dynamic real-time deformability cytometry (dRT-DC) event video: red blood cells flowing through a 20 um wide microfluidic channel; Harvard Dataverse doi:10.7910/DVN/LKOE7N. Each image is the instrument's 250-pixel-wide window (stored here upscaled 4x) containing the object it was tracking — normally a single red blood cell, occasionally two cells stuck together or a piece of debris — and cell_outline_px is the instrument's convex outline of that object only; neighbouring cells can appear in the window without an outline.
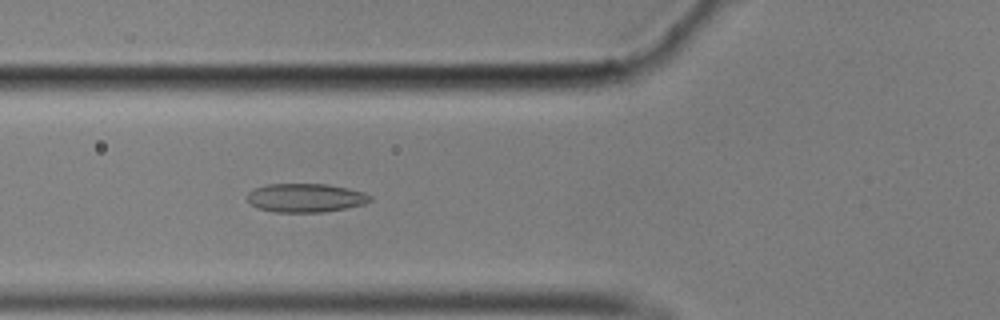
{"species": "common noctule bat (a hibernating species)", "species_latin": "Nyctalus noctula", "temperature_condition": "cold", "stored_images_in_passage": 57, "camera_frame_rate_fps": 3000, "um_per_image_px": 0.085, "animal": {"sex": "male", "body_mass_g": 17.9}, "frame": {"image": 1, "passage_image": 21, "time_ms": 6.667, "image_size_px": [1000, 320], "cell_outline_px": [[372, 200], [364, 204], [324, 212], [276, 212], [260, 208], [252, 204], [248, 200], [248, 192], [256, 188], [268, 184], [328, 184], [348, 188], [364, 192], [372, 196]], "centroid_in_image_um": [26.01, 16.81], "position_along_channel_um": 99.8, "area_um2": 20.4}}
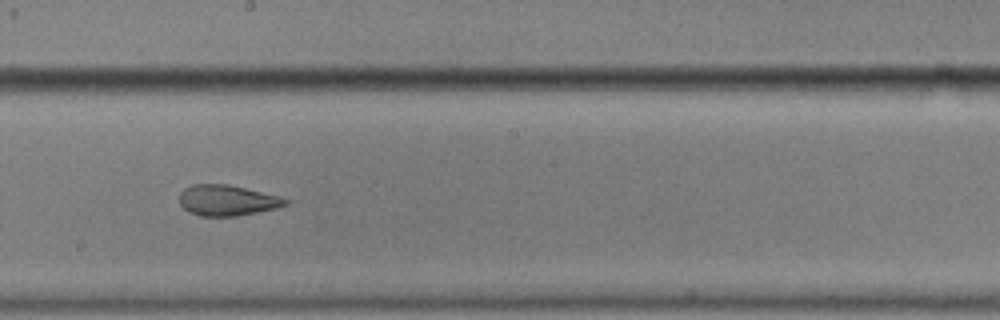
{"frame": {"image": 2, "passage_image": 32, "time_ms": 10.333, "image_size_px": [1000, 320], "cell_outline_px": [[288, 204], [276, 208], [236, 216], [200, 216], [188, 212], [180, 204], [180, 192], [184, 188], [192, 184], [228, 184], [280, 196], [288, 200]], "centroid_in_image_um": [19.28, 17.02], "position_along_channel_um": 228.9, "area_um2": 18.96}}
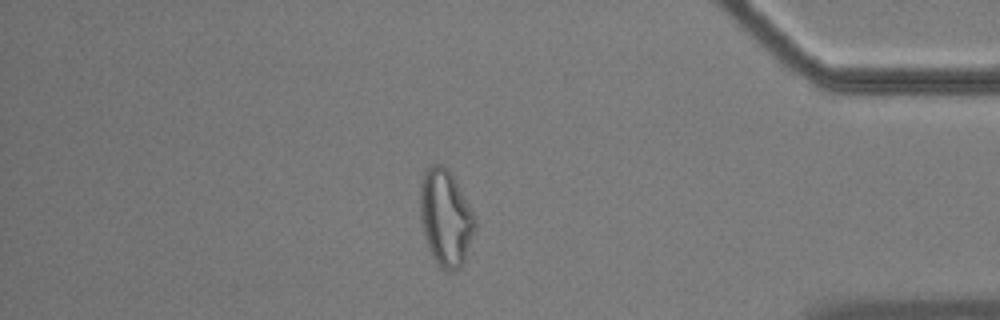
{"frame": {"image": 3, "passage_image": 49, "time_ms": 16.0, "image_size_px": [1000, 320], "cell_outline_px": [[476, 224], [464, 260], [460, 268], [448, 272], [440, 268], [432, 256], [424, 232], [420, 216], [420, 180], [424, 172], [432, 164], [444, 164], [448, 168], [460, 188], [476, 216]], "centroid_in_image_um": [37.87, 18.48], "position_along_channel_um": 397.3, "area_um2": 30.75}, "authors_computed_cell_mechanics": {"area_um2": 21.1548, "velocity_mm_per_s": 3.5107, "shape_relaxation_time_tau1_ms": null, "shape_relaxation_time_tau2_ms": 1.6127, "deformation_change_tau1": null, "deformation_change_tau2": 0.0873}}